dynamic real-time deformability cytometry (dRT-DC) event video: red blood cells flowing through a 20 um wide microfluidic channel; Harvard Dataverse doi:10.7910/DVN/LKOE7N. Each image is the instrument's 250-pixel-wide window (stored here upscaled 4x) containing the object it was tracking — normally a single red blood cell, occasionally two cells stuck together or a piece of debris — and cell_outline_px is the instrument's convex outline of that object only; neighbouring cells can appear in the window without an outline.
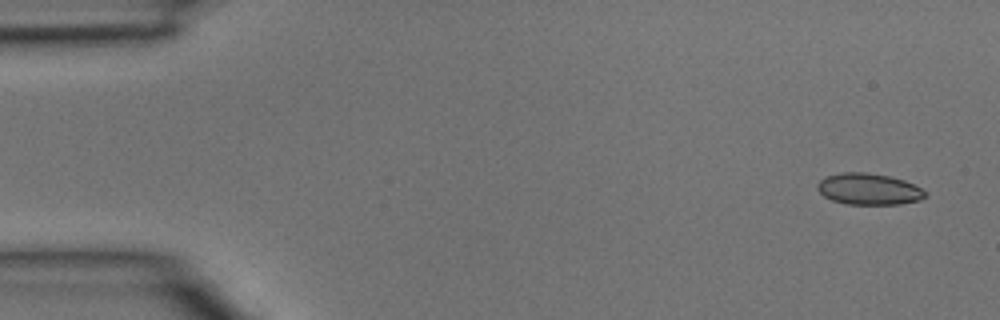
{"species": "common noctule bat (a hibernating species)", "species_latin": "Nyctalus noctula", "temperature_condition": "room temperature", "stored_images_in_passage": 5, "camera_frame_rate_fps": 3000, "um_per_image_px": 0.085, "animal": {"sex": "male", "body_mass_g": 15.6}, "frame": {"image": 1, "passage_image": 1, "time_ms": 0.0, "image_size_px": [1000, 320], "cell_outline_px": [[924, 196], [920, 200], [900, 204], [848, 204], [832, 200], [824, 196], [816, 188], [816, 184], [820, 180], [828, 176], [840, 172], [864, 172], [888, 176], [904, 180], [920, 188], [924, 192]], "centroid_in_image_um": [73.8, 16.07], "position_along_channel_um": 11.2, "area_um2": 19.48}}
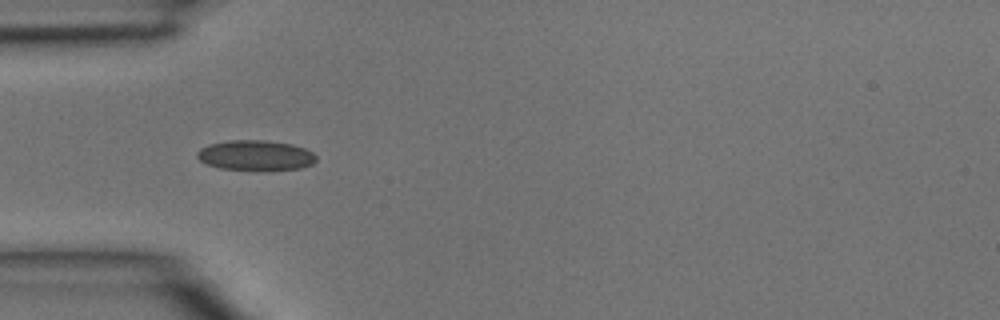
{"frame": {"image": 2, "passage_image": 4, "time_ms": 1.0, "image_size_px": [1000, 320], "cell_outline_px": [[316, 160], [312, 164], [300, 168], [268, 172], [264, 172], [220, 168], [208, 164], [200, 160], [196, 156], [196, 152], [200, 148], [208, 144], [228, 140], [264, 140], [292, 144], [304, 148], [312, 152], [316, 156]], "centroid_in_image_um": [21.72, 13.23], "position_along_channel_um": 63.3, "area_um2": 21.5}}